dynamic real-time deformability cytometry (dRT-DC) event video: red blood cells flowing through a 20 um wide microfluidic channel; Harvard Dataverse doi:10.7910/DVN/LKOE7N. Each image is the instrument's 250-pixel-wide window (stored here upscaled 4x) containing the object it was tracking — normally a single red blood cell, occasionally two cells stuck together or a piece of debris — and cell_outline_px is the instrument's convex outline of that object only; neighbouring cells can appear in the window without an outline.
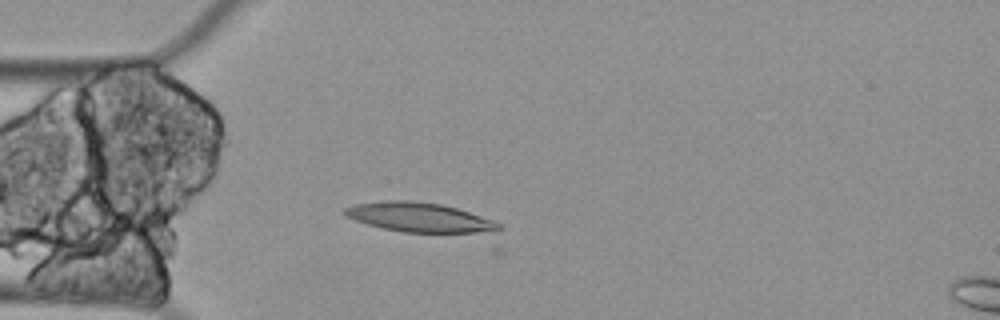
{"species": "Egyptian fruit bat (a non-hibernating species)", "species_latin": "Rousettus aegyptiacus", "temperature_condition": "cold", "stored_images_in_passage": 17, "camera_frame_rate_fps": 3000, "um_per_image_px": 0.085, "animal": {"sex": "female"}, "frame": {"image": 1, "passage_image": 16, "time_ms": 5.0, "image_size_px": [1000, 320], "cell_outline_px": [[504, 228], [496, 232], [404, 232], [384, 228], [368, 224], [344, 216], [344, 208], [352, 204], [384, 200], [408, 200], [440, 204], [456, 208], [492, 220], [500, 224]], "centroid_in_image_um": [35.63, 18.46], "position_along_channel_um": 49.4, "area_um2": 26.18}}